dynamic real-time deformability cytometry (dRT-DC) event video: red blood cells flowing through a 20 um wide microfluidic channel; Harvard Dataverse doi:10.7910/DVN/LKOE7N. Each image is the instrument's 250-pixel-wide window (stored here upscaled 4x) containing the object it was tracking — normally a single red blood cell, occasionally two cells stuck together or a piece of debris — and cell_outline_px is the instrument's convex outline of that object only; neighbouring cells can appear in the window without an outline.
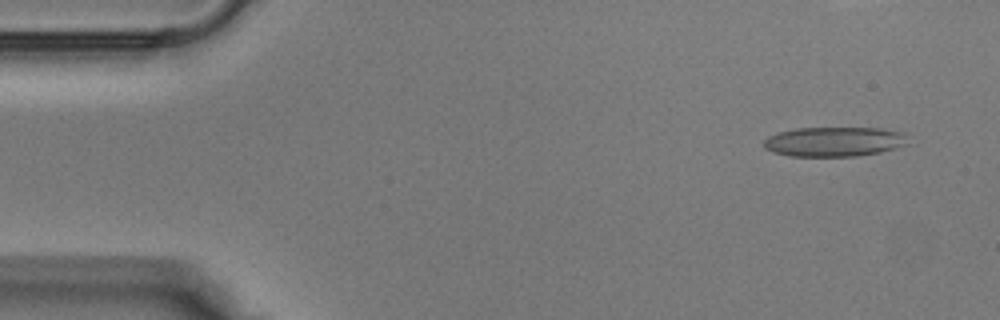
{"species": "Egyptian fruit bat (a non-hibernating species)", "species_latin": "Rousettus aegyptiacus", "temperature_condition": "warm", "stored_images_in_passage": 32, "camera_frame_rate_fps": 3000, "um_per_image_px": 0.085, "animal": {"sex": "male"}, "frame": {"image": 1, "passage_image": 3, "time_ms": 0.667, "image_size_px": [1000, 320], "cell_outline_px": [[908, 144], [896, 148], [880, 152], [856, 156], [792, 156], [772, 152], [764, 148], [764, 140], [768, 136], [776, 132], [796, 128], [880, 128], [904, 132]], "centroid_in_image_um": [70.89, 12.04], "position_along_channel_um": 14.1, "area_um2": 25.03}}
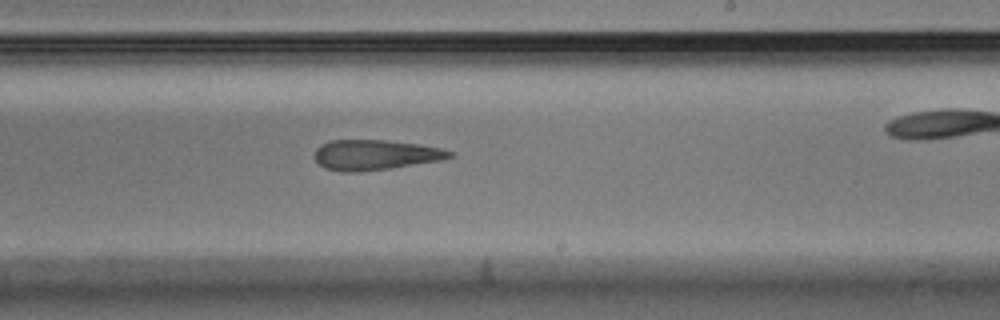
{"frame": {"image": 2, "passage_image": 23, "time_ms": 7.333, "image_size_px": [1000, 320], "cell_outline_px": [[456, 156], [444, 160], [392, 168], [360, 172], [340, 172], [324, 168], [312, 156], [316, 148], [320, 144], [332, 140], [388, 140], [420, 144], [440, 148], [452, 152]], "centroid_in_image_um": [31.89, 13.17], "position_along_channel_um": 257.1, "area_um2": 24.22}}
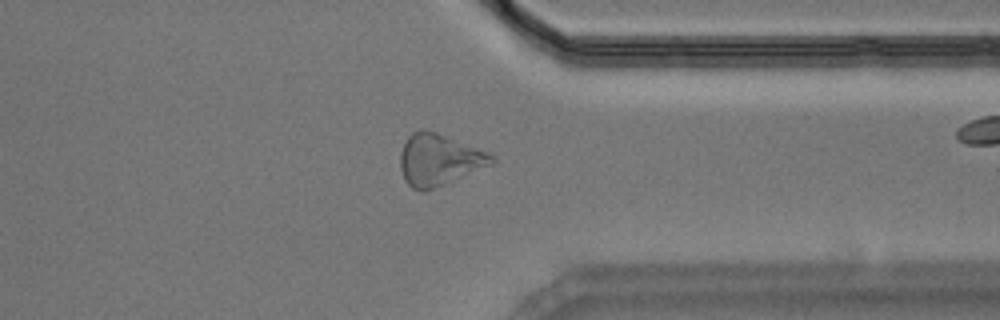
{"frame": {"image": 3, "passage_image": 30, "time_ms": 9.667, "image_size_px": [1000, 320], "cell_outline_px": [[496, 160], [492, 164], [444, 184], [420, 192], [412, 188], [404, 180], [400, 168], [400, 152], [408, 136], [412, 132], [420, 128], [424, 128], [436, 132], [488, 152], [496, 156]], "centroid_in_image_um": [37.29, 13.56], "position_along_channel_um": 374.1, "area_um2": 27.34}}